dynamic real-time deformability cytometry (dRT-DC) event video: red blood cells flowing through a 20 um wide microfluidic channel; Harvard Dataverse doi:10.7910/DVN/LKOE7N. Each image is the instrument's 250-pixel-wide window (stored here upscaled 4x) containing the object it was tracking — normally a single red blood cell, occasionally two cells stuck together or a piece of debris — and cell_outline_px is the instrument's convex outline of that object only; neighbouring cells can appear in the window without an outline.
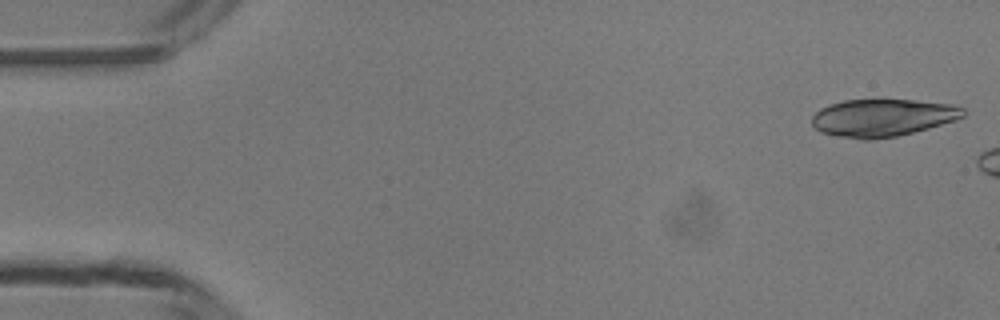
{"species": "common noctule bat (a hibernating species)", "species_latin": "Nyctalus noctula", "temperature_condition": "room temperature", "stored_images_in_passage": 9, "camera_frame_rate_fps": 3000, "um_per_image_px": 0.085, "animal": {"sex": "male", "body_mass_g": 13.3}, "frame": {"image": 1, "passage_image": 1, "time_ms": 0.0, "image_size_px": [1000, 320], "cell_outline_px": [[964, 116], [956, 120], [928, 128], [896, 136], [872, 140], [860, 140], [836, 136], [820, 132], [812, 124], [812, 116], [820, 108], [844, 100], [916, 100], [952, 104], [964, 108]], "centroid_in_image_um": [75.01, 10.01], "position_along_channel_um": 10.0, "area_um2": 33.06}}